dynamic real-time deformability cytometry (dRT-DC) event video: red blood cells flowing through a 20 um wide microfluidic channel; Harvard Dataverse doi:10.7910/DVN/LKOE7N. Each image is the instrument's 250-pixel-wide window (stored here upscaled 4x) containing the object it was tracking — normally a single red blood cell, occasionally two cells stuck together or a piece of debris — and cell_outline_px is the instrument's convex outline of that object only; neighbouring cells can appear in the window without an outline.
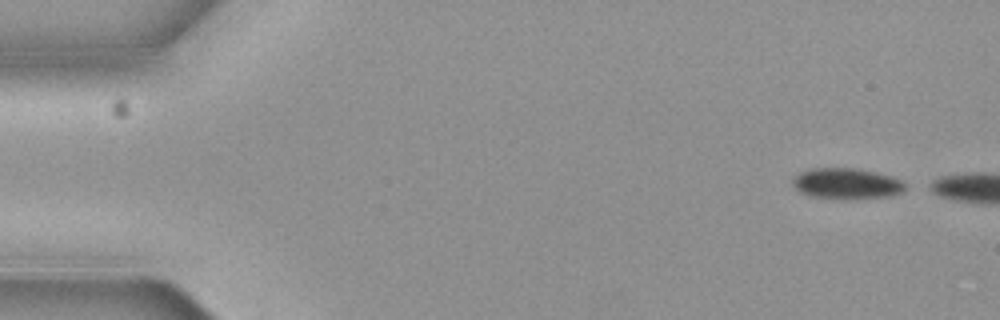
{"species": "common noctule bat (a hibernating species)", "species_latin": "Nyctalus noctula", "temperature_condition": "cold", "stored_images_in_passage": 4, "camera_frame_rate_fps": 3000, "um_per_image_px": 0.085, "animal": {"sex": "female", "body_mass_g": 19.3, "forearm_length_mm": 54.1}, "frame": {"image": 1, "passage_image": 1, "time_ms": 0.0, "image_size_px": [1000, 320], "cell_outline_px": [[904, 188], [900, 192], [892, 196], [808, 196], [800, 192], [792, 184], [792, 180], [800, 172], [808, 168], [856, 168], [876, 172], [892, 176], [900, 180], [904, 184]], "centroid_in_image_um": [71.91, 15.54], "position_along_channel_um": 13.1, "area_um2": 19.25}}